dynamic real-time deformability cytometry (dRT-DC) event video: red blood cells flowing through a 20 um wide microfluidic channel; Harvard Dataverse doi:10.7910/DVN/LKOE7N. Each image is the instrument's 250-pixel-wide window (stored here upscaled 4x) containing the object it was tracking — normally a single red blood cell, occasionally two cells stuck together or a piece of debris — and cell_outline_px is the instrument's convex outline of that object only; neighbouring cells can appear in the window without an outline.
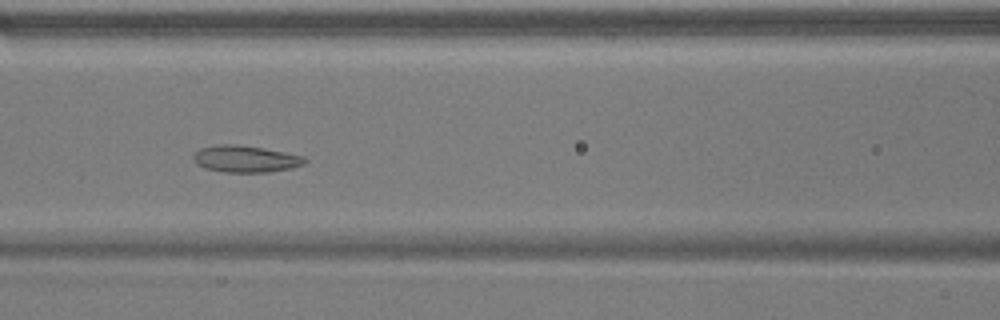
{"species": "common noctule bat (a hibernating species)", "species_latin": "Nyctalus noctula", "temperature_condition": "warm", "stored_images_in_passage": 54, "segment_of_instrument_passage": [1, 2], "camera_frame_rate_fps": 3000, "um_per_image_px": 0.085, "animal": {"sex": "male", "body_mass_g": 17.9}, "frame": {"image": 1, "passage_image": 23, "time_ms": 7.333, "image_size_px": [1000, 320], "cell_outline_px": [[308, 160], [304, 164], [292, 168], [268, 172], [224, 172], [204, 168], [196, 164], [192, 160], [192, 156], [200, 148], [220, 144], [236, 144], [264, 148], [304, 156]], "centroid_in_image_um": [20.86, 13.51], "position_along_channel_um": 145.7, "area_um2": 17.51}}
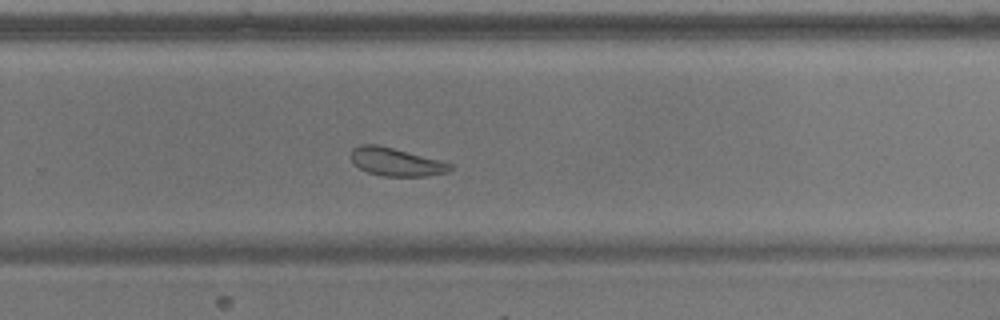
{"frame": {"image": 2, "passage_image": 35, "time_ms": 11.333, "image_size_px": [1000, 320], "cell_outline_px": [[452, 168], [448, 172], [424, 176], [384, 176], [368, 172], [360, 168], [352, 160], [352, 148], [360, 144], [376, 144], [392, 148], [452, 164]], "centroid_in_image_um": [33.64, 13.76], "position_along_channel_um": 296.2, "area_um2": 15.78}}
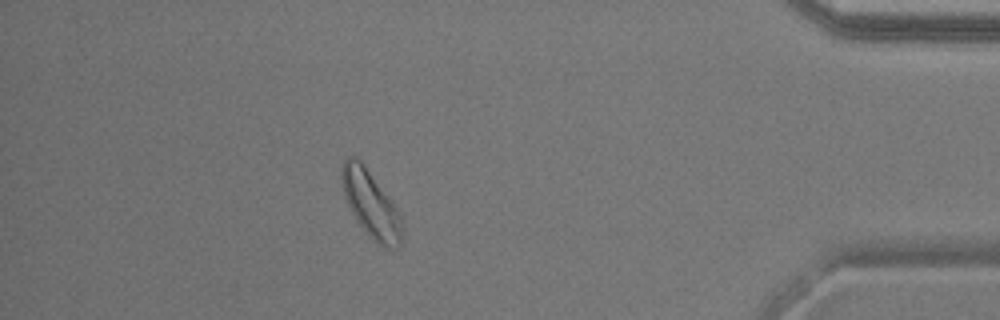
{"frame": {"image": 3, "passage_image": 47, "time_ms": 15.333, "image_size_px": [1000, 320], "cell_outline_px": [[404, 236], [400, 248], [384, 248], [376, 244], [368, 236], [356, 220], [344, 196], [340, 176], [340, 168], [344, 160], [348, 156], [356, 156], [364, 164], [400, 212], [404, 232]], "centroid_in_image_um": [31.54, 17.39], "position_along_channel_um": 403.7, "area_um2": 24.04}}